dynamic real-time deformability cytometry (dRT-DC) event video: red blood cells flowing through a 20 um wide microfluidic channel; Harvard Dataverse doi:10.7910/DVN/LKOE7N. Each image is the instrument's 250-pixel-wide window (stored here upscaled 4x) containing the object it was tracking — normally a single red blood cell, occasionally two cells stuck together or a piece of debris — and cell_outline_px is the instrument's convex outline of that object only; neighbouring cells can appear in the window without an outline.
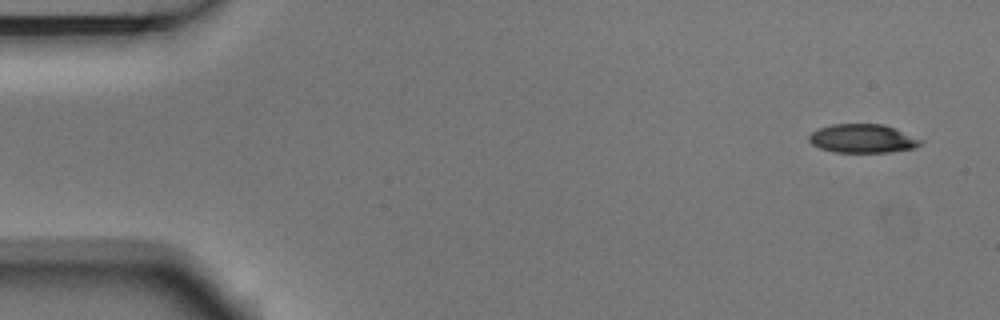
{"species": "Egyptian fruit bat (a non-hibernating species)", "species_latin": "Rousettus aegyptiacus", "temperature_condition": "room temperature", "stored_images_in_passage": 6, "camera_frame_rate_fps": 3000, "um_per_image_px": 0.085, "animal": {"sex": "male"}, "frame": {"image": 1, "passage_image": 1, "time_ms": 0.0, "image_size_px": [1000, 320], "cell_outline_px": [[924, 140], [916, 148], [888, 152], [836, 152], [820, 148], [812, 144], [808, 140], [808, 136], [812, 132], [820, 128], [832, 124], [884, 124]], "centroid_in_image_um": [73.33, 11.77], "position_along_channel_um": 11.7, "area_um2": 18.61}}
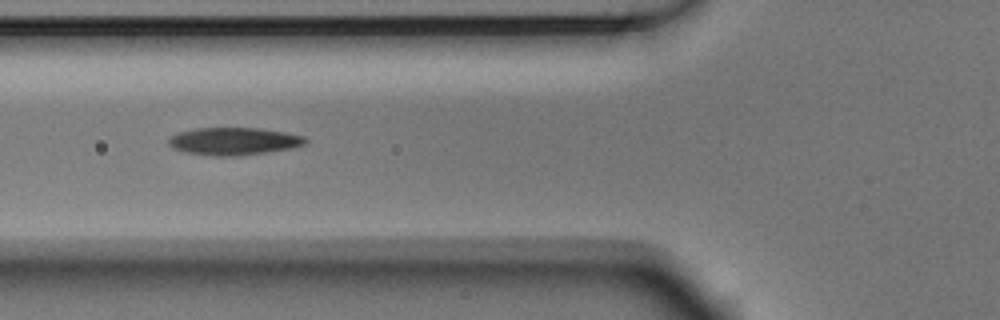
{"frame": {"image": 2, "passage_image": 5, "time_ms": 1.333, "image_size_px": [1000, 320], "cell_outline_px": [[308, 140], [304, 144], [292, 148], [236, 156], [216, 156], [188, 152], [176, 148], [168, 144], [168, 140], [172, 136], [180, 132], [196, 128], [260, 128], [284, 132], [304, 136]], "centroid_in_image_um": [19.91, 11.99], "position_along_channel_um": 105.9, "area_um2": 21.56}}
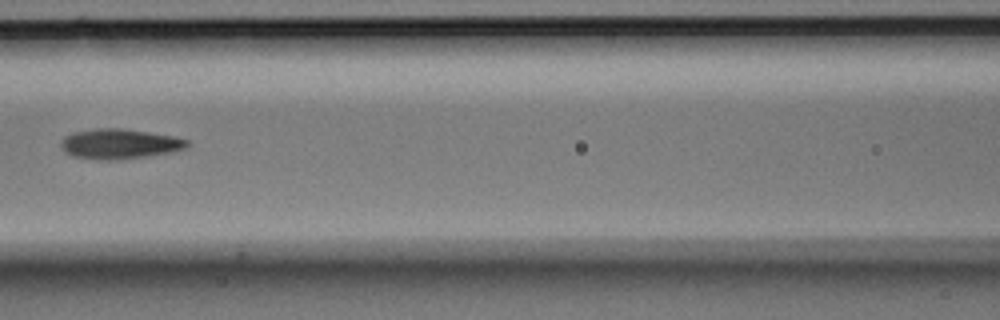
{"frame": {"image": 3, "passage_image": 6, "time_ms": 1.667, "image_size_px": [1000, 320], "cell_outline_px": [[188, 144], [184, 148], [172, 152], [116, 160], [96, 160], [72, 156], [64, 152], [60, 148], [60, 140], [64, 136], [72, 132], [96, 128], [124, 128], [176, 136], [188, 140]], "centroid_in_image_um": [10.1, 12.22], "position_along_channel_um": 156.5, "area_um2": 22.37}}